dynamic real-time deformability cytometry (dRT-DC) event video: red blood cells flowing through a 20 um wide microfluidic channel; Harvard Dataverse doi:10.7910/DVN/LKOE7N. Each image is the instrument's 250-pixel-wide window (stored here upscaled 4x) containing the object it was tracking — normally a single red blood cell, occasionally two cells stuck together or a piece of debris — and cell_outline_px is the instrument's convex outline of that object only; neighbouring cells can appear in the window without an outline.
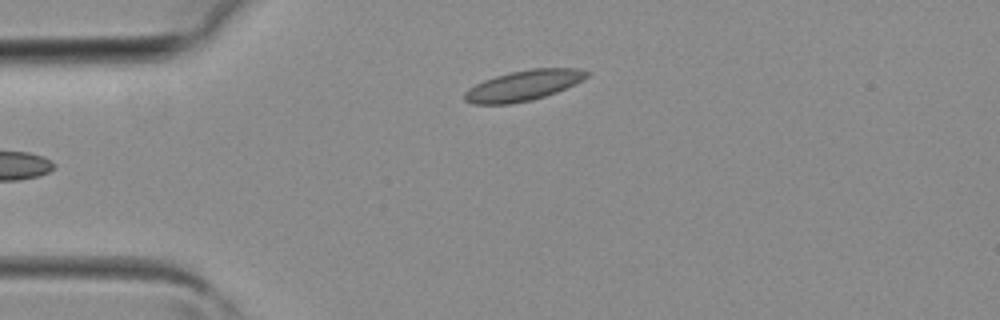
{"species": "common noctule bat (a hibernating species)", "species_latin": "Nyctalus noctula", "temperature_condition": "room temperature", "stored_images_in_passage": 3, "camera_frame_rate_fps": 3000, "um_per_image_px": 0.085, "animal": {"sex": "female", "body_mass_g": 19.3, "forearm_length_mm": 54.1}, "frame": {"image": 1, "passage_image": 3, "time_ms": 0.667, "image_size_px": [1000, 320], "cell_outline_px": [[592, 72], [584, 80], [556, 92], [532, 100], [508, 104], [472, 104], [464, 100], [464, 92], [468, 88], [484, 80], [496, 76], [512, 72], [532, 68], [580, 68]], "centroid_in_image_um": [44.52, 7.26], "position_along_channel_um": 40.5, "area_um2": 21.68}}